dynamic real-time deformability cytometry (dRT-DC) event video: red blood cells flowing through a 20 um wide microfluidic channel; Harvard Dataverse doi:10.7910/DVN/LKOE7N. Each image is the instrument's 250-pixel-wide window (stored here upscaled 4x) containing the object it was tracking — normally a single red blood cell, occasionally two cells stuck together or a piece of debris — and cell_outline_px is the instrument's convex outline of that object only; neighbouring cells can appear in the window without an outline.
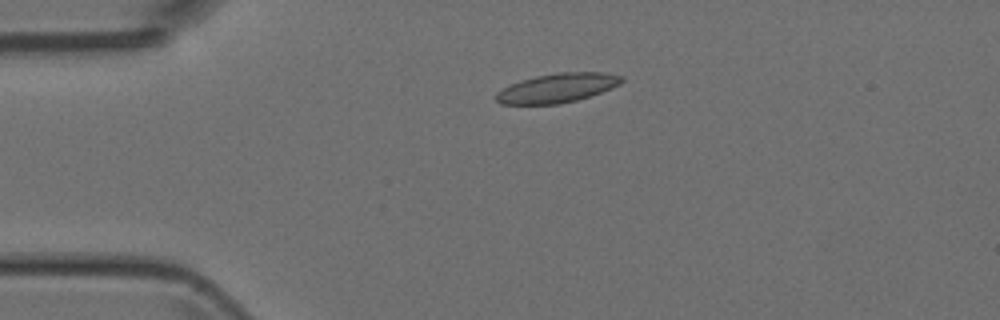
{"species": "Egyptian fruit bat (a non-hibernating species)", "species_latin": "Rousettus aegyptiacus", "temperature_condition": "room temperature", "stored_images_in_passage": 3, "camera_frame_rate_fps": 3000, "um_per_image_px": 0.085, "animal": {"sex": "female"}, "frame": {"image": 1, "passage_image": 2, "time_ms": 2.333, "image_size_px": [1000, 320], "cell_outline_px": [[624, 80], [620, 84], [612, 88], [576, 100], [560, 104], [500, 104], [496, 100], [496, 92], [520, 80], [536, 76], [560, 72], [604, 72], [624, 76]], "centroid_in_image_um": [47.39, 7.47], "position_along_channel_um": 37.6, "area_um2": 21.27}}